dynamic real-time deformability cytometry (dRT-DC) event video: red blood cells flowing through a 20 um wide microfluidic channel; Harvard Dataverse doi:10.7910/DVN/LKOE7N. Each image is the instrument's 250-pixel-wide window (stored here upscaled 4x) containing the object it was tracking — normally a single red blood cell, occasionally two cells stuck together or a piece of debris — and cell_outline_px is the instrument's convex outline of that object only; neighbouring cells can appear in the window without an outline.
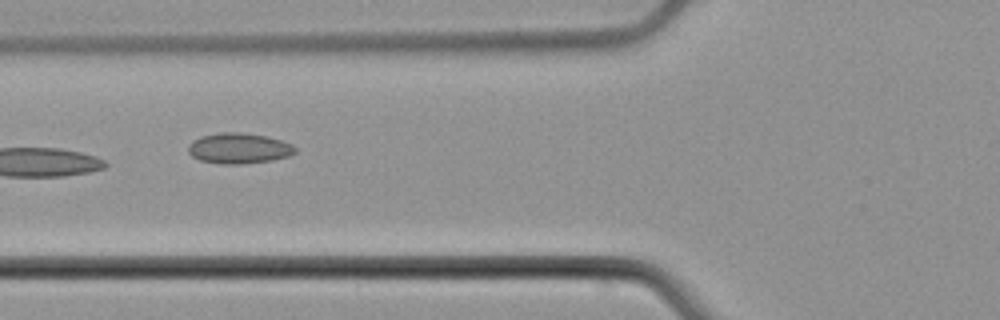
{"species": "common noctule bat (a hibernating species)", "species_latin": "Nyctalus noctula", "temperature_condition": "cold", "stored_images_in_passage": 4, "camera_frame_rate_fps": 3000, "um_per_image_px": 0.085, "animal": {"sex": "male", "body_mass_g": 21.5, "forearm_length_mm": 52.0}, "frame": {"image": 1, "passage_image": 2, "time_ms": 1.333, "image_size_px": [1000, 320], "cell_outline_px": [[296, 152], [288, 156], [272, 160], [240, 164], [220, 164], [200, 160], [192, 156], [188, 152], [188, 144], [192, 140], [200, 136], [220, 132], [240, 132], [268, 136], [292, 144], [296, 148]], "centroid_in_image_um": [20.28, 12.6], "position_along_channel_um": 105.5, "area_um2": 19.19}}
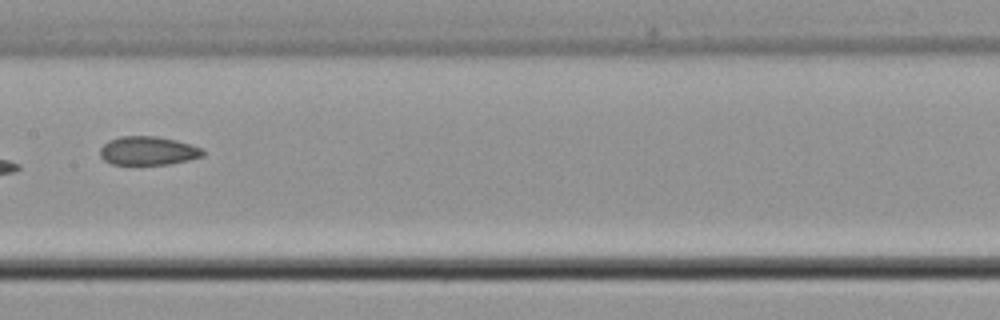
{"frame": {"image": 2, "passage_image": 4, "time_ms": 3.667, "image_size_px": [1000, 320], "cell_outline_px": [[204, 156], [188, 160], [168, 164], [112, 164], [104, 160], [100, 156], [100, 148], [108, 140], [120, 136], [156, 136], [176, 140], [200, 148], [204, 152]], "centroid_in_image_um": [12.55, 12.81], "position_along_channel_um": 194.8, "area_um2": 17.05}}